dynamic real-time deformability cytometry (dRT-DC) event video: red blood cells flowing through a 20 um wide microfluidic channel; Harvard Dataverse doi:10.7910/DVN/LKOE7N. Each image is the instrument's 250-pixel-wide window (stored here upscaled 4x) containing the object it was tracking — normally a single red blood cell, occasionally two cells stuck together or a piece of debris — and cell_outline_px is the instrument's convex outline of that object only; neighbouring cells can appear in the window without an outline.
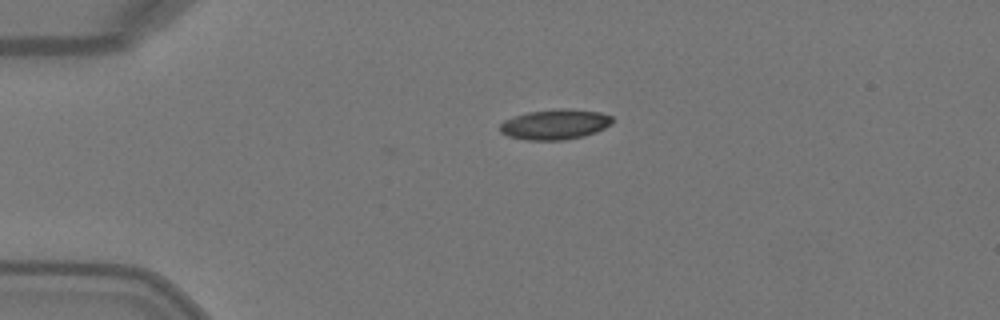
{"species": "Egyptian fruit bat (a non-hibernating species)", "species_latin": "Rousettus aegyptiacus", "temperature_condition": "warm", "stored_images_in_passage": 39, "camera_frame_rate_fps": 3000, "um_per_image_px": 0.085, "animal": {"sex": "female"}, "frame": {"image": 1, "passage_image": 1, "time_ms": 0.0, "image_size_px": [1000, 320], "cell_outline_px": [[612, 124], [596, 132], [584, 136], [564, 140], [528, 140], [508, 136], [500, 132], [500, 124], [504, 120], [528, 112], [560, 108], [564, 108], [600, 112], [612, 116]], "centroid_in_image_um": [47.19, 10.57], "position_along_channel_um": 37.8, "area_um2": 19.77}}
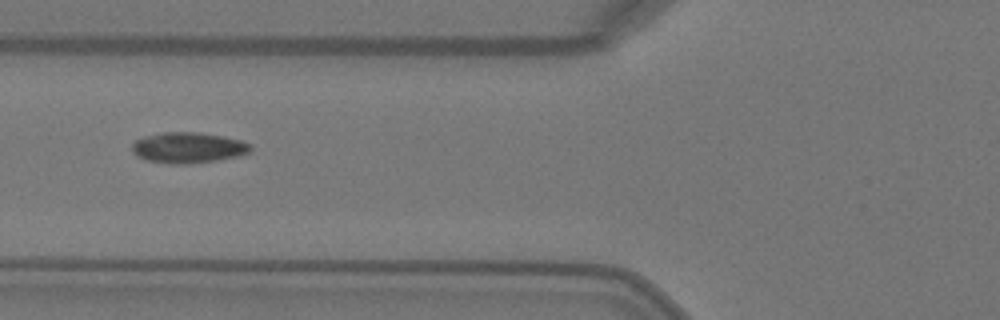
{"frame": {"image": 2, "passage_image": 9, "time_ms": 2.667, "image_size_px": [1000, 320], "cell_outline_px": [[252, 148], [248, 152], [236, 156], [216, 160], [188, 164], [168, 164], [144, 160], [136, 156], [132, 152], [132, 144], [136, 140], [148, 136], [164, 132], [196, 132], [224, 136], [240, 140], [252, 144]], "centroid_in_image_um": [15.97, 12.56], "position_along_channel_um": 109.8, "area_um2": 21.21}}
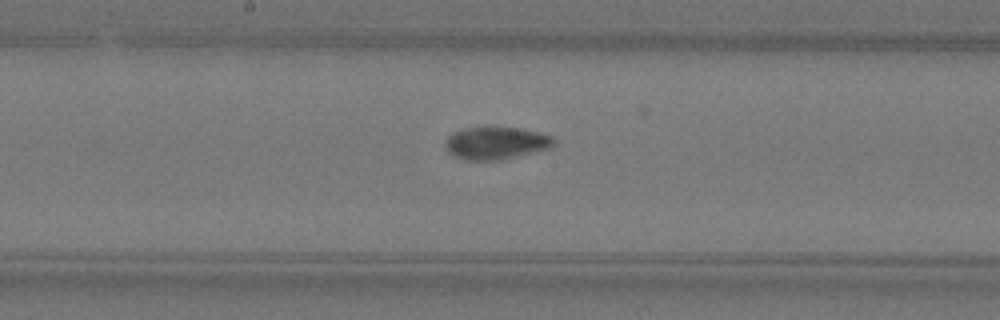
{"frame": {"image": 3, "passage_image": 16, "time_ms": 5.0, "image_size_px": [1000, 320], "cell_outline_px": [[556, 140], [552, 148], [500, 160], [464, 160], [448, 152], [444, 144], [444, 140], [452, 132], [464, 128], [520, 128], [540, 132], [552, 136]], "centroid_in_image_um": [42.17, 12.17], "position_along_channel_um": 206.0, "area_um2": 20.63}, "authors_computed_cell_mechanics": {"area_um2": 20.4034, "velocity_mm_per_s": 4.1119, "shape_relaxation_time_tau1_ms": 10.3198, "shape_relaxation_time_tau2_ms": 0.8993, "deformation_change_tau1": 0.2593, "deformation_change_tau2": 0.0332}}